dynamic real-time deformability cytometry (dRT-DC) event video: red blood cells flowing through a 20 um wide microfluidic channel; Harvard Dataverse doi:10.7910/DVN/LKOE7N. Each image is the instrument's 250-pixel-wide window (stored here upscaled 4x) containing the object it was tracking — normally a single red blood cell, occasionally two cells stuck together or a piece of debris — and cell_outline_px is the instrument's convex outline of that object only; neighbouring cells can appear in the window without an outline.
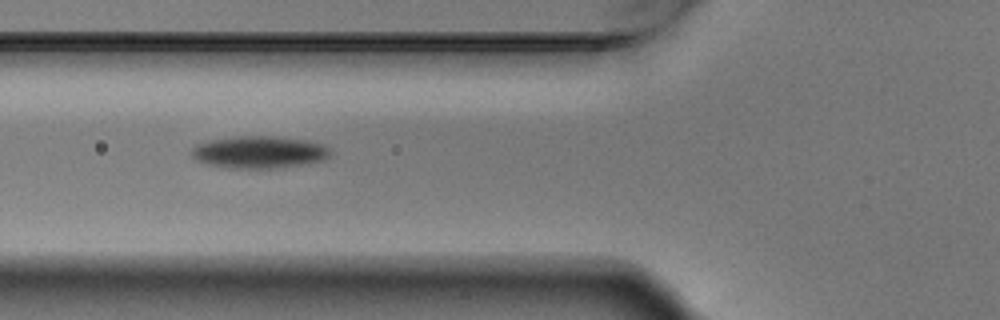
{"species": "Egyptian fruit bat (a non-hibernating species)", "species_latin": "Rousettus aegyptiacus", "temperature_condition": "warm", "stored_images_in_passage": 6, "camera_frame_rate_fps": 3000, "um_per_image_px": 0.085, "animal": {"sex": "male"}, "frame": {"image": 1, "passage_image": 6, "time_ms": 1.667, "image_size_px": [1000, 320], "cell_outline_px": [[332, 152], [324, 160], [308, 164], [276, 168], [220, 168], [196, 160], [192, 156], [192, 148], [196, 144], [212, 140], [240, 136], [276, 136], [308, 140], [324, 144]], "centroid_in_image_um": [22.06, 12.94], "position_along_channel_um": 103.7, "area_um2": 26.3}}